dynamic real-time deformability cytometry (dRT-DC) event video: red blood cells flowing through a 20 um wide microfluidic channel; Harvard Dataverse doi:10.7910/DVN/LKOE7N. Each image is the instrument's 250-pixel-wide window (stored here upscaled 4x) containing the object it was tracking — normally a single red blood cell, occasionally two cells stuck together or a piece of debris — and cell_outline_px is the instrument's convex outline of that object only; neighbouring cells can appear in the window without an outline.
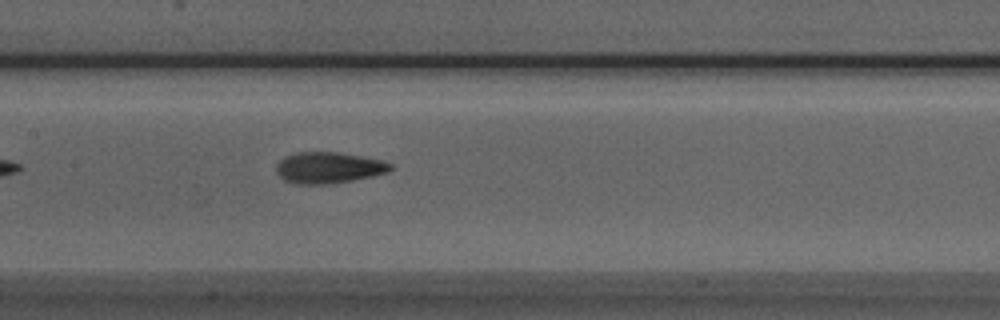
{"species": "Egyptian fruit bat (a non-hibernating species)", "species_latin": "Rousettus aegyptiacus", "temperature_condition": "room temperature", "stored_images_in_passage": 33, "camera_frame_rate_fps": 3000, "um_per_image_px": 0.085, "animal": {"sex": "male"}, "frame": {"image": 1, "passage_image": 9, "time_ms": 2.667, "image_size_px": [1000, 320], "cell_outline_px": [[392, 168], [388, 172], [352, 180], [332, 184], [296, 184], [284, 180], [276, 172], [276, 164], [284, 156], [296, 152], [340, 152], [384, 160], [392, 164]], "centroid_in_image_um": [27.92, 14.24], "position_along_channel_um": 179.5, "area_um2": 20.92}}
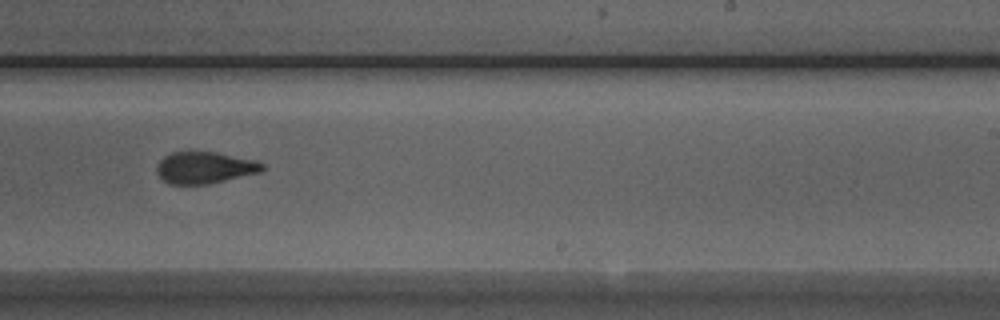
{"frame": {"image": 2, "passage_image": 16, "time_ms": 5.0, "image_size_px": [1000, 320], "cell_outline_px": [[264, 168], [260, 172], [208, 184], [168, 184], [156, 172], [156, 164], [164, 156], [172, 152], [216, 152], [256, 160], [264, 164]], "centroid_in_image_um": [17.38, 14.24], "position_along_channel_um": 271.6, "area_um2": 19.48}}
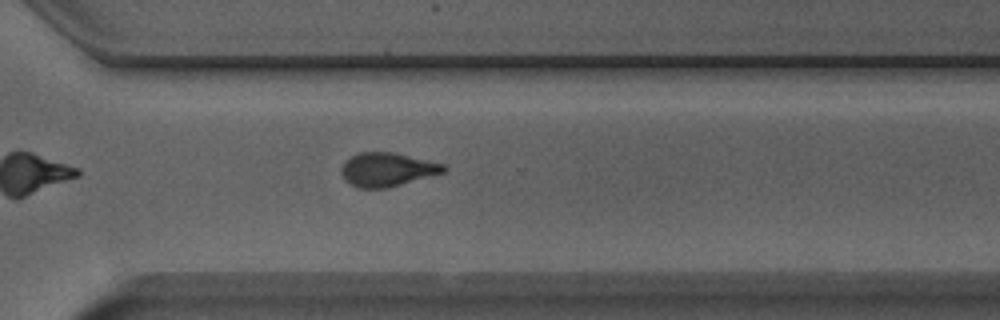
{"frame": {"image": 3, "passage_image": 21, "time_ms": 6.667, "image_size_px": [1000, 320], "cell_outline_px": [[448, 168], [444, 172], [388, 188], [356, 188], [344, 180], [340, 172], [340, 168], [344, 160], [360, 152], [392, 152], [444, 164]], "centroid_in_image_um": [32.86, 14.42], "position_along_channel_um": 337.7, "area_um2": 20.17}}